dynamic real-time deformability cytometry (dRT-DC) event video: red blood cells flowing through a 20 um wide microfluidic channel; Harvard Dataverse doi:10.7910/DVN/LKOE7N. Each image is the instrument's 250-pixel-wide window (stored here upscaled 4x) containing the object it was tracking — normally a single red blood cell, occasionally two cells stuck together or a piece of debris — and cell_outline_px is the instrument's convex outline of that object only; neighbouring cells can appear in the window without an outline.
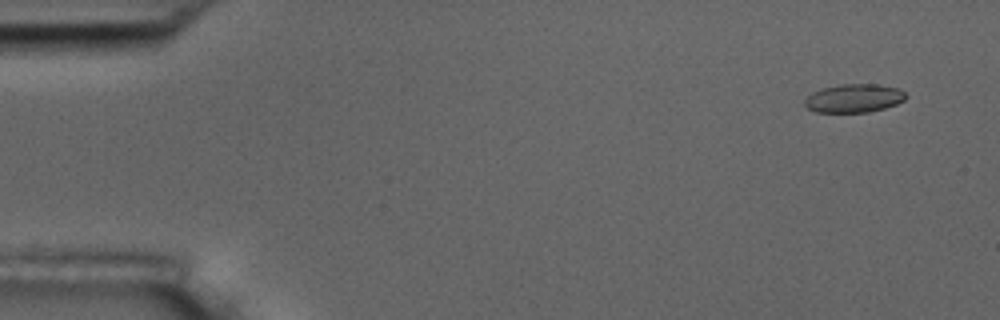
{"species": "common noctule bat (a hibernating species)", "species_latin": "Nyctalus noctula", "temperature_condition": "room temperature", "stored_images_in_passage": 53, "camera_frame_rate_fps": 3000, "um_per_image_px": 0.085, "animal": {"sex": "male", "body_mass_g": 17.5, "forearm_length_mm": 52.3}, "frame": {"image": 1, "passage_image": 1, "time_ms": 0.0, "image_size_px": [1000, 320], "cell_outline_px": [[908, 96], [904, 100], [896, 104], [884, 108], [868, 112], [816, 112], [808, 108], [804, 104], [804, 100], [812, 92], [824, 88], [840, 84], [876, 84], [896, 88], [904, 92]], "centroid_in_image_um": [72.58, 8.35], "position_along_channel_um": 12.4, "area_um2": 16.65}}
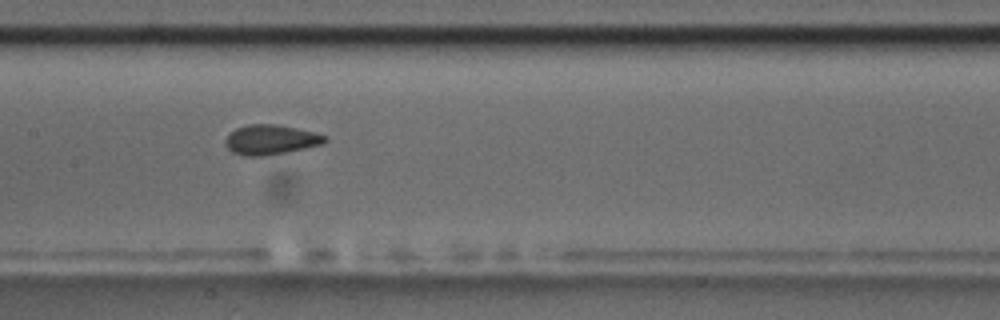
{"frame": {"image": 2, "passage_image": 25, "time_ms": 8.0, "image_size_px": [1000, 320], "cell_outline_px": [[328, 140], [324, 144], [264, 156], [244, 156], [232, 152], [224, 144], [224, 140], [228, 132], [236, 128], [248, 124], [276, 124], [296, 128], [328, 136]], "centroid_in_image_um": [22.97, 11.87], "position_along_channel_um": 184.4, "area_um2": 17.4}}
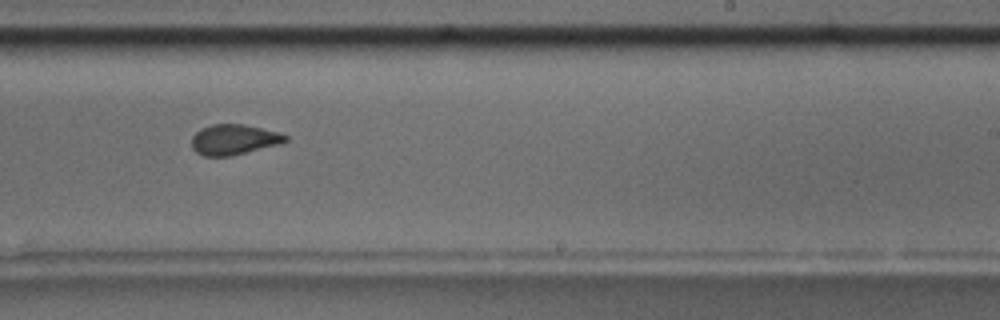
{"frame": {"image": 3, "passage_image": 32, "time_ms": 10.333, "image_size_px": [1000, 320], "cell_outline_px": [[288, 140], [276, 144], [228, 156], [204, 156], [196, 152], [192, 148], [192, 136], [200, 128], [212, 124], [244, 124], [280, 132], [288, 136]], "centroid_in_image_um": [19.84, 11.84], "position_along_channel_um": 269.2, "area_um2": 16.36}, "authors_computed_cell_mechanics": {"area_um2": 17.1088, "velocity_mm_per_s": 3.6497, "shape_relaxation_time_tau1_ms": 5.3353, "shape_relaxation_time_tau2_ms": 1.4621, "deformation_change_tau1": 0.1334, "deformation_change_tau2": 0.0648}}